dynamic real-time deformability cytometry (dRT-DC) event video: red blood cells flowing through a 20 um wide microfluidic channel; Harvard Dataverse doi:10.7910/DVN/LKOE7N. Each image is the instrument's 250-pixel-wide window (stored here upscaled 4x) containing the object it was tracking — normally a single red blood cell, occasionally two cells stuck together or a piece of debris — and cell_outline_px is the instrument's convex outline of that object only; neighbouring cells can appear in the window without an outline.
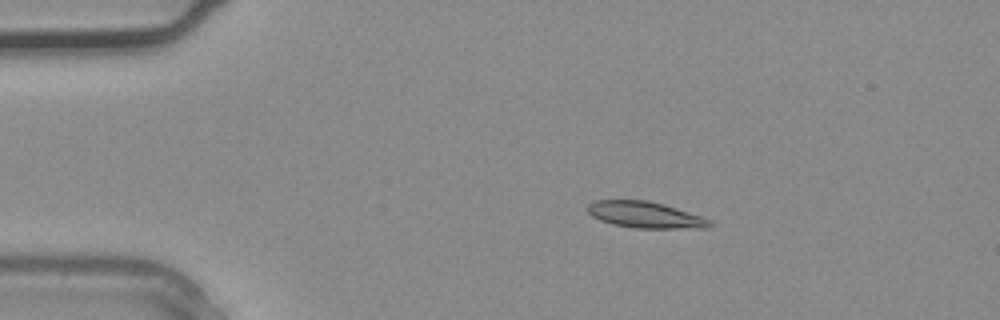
{"species": "common noctule bat (a hibernating species)", "species_latin": "Nyctalus noctula", "temperature_condition": "warm", "stored_images_in_passage": 36, "camera_frame_rate_fps": 3000, "um_per_image_px": 0.085, "animal": {"sex": "male", "body_mass_g": 20.4}, "frame": {"image": 1, "passage_image": 6, "time_ms": 1.667, "image_size_px": [1000, 320], "cell_outline_px": [[712, 224], [708, 228], [636, 228], [612, 224], [600, 220], [592, 216], [588, 212], [588, 204], [596, 200], [648, 200], [664, 204], [712, 220]], "centroid_in_image_um": [54.84, 18.26], "position_along_channel_um": 30.2, "area_um2": 18.67}}
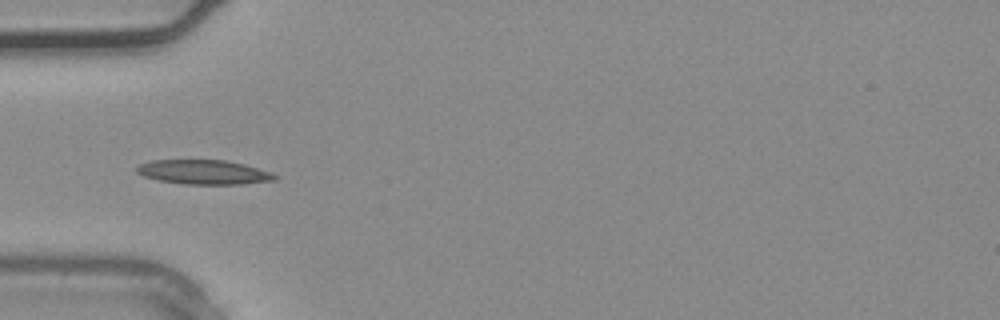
{"frame": {"image": 2, "passage_image": 11, "time_ms": 3.333, "image_size_px": [1000, 320], "cell_outline_px": [[280, 176], [276, 180], [240, 184], [184, 184], [160, 180], [144, 176], [136, 172], [136, 164], [152, 160], [224, 160], [244, 164], [272, 172]], "centroid_in_image_um": [17.33, 14.62], "position_along_channel_um": 67.7, "area_um2": 19.71}}